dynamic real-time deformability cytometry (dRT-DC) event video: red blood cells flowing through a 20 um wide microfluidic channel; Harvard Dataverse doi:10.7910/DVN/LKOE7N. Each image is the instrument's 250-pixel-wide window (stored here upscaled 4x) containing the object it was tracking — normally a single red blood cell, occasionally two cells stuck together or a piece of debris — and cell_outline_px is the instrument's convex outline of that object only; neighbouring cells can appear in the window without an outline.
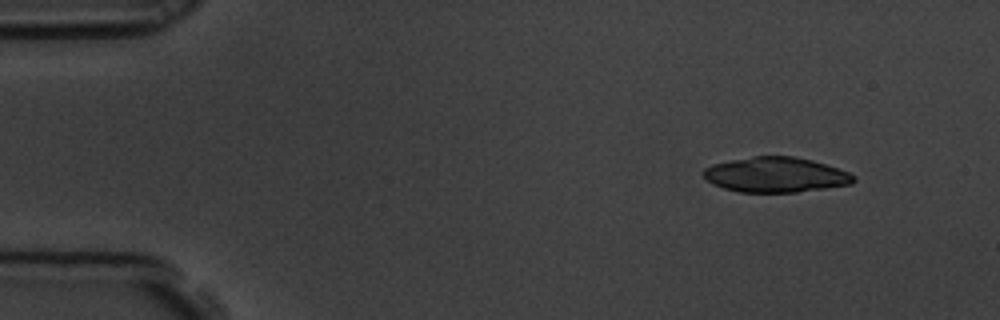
{"species": "common noctule bat (a hibernating species)", "species_latin": "Nyctalus noctula", "temperature_condition": "room temperature", "stored_images_in_passage": 16, "camera_frame_rate_fps": 3000, "um_per_image_px": 0.085, "animal": {"sex": "male", "body_mass_g": 19.5, "forearm_length_mm": 54.6}, "frame": {"image": 1, "passage_image": 1, "time_ms": 0.0, "image_size_px": [1000, 320], "cell_outline_px": [[856, 180], [852, 184], [796, 192], [740, 192], [724, 188], [712, 184], [704, 176], [704, 168], [712, 164], [752, 156], [792, 156], [812, 160], [848, 172], [856, 176]], "centroid_in_image_um": [65.94, 14.85], "position_along_channel_um": 19.1, "area_um2": 30.52}}